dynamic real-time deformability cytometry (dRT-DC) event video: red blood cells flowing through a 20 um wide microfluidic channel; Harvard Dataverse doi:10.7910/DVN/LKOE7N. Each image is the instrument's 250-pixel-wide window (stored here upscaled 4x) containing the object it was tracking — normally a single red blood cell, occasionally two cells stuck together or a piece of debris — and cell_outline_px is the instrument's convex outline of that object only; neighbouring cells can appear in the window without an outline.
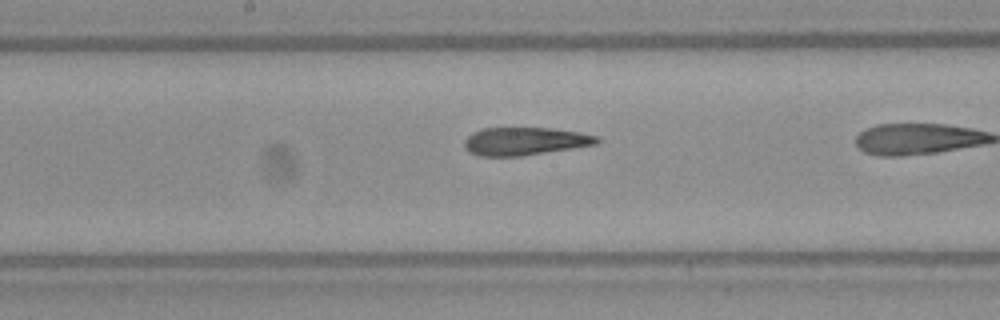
{"species": "Egyptian fruit bat (a non-hibernating species)", "species_latin": "Rousettus aegyptiacus", "temperature_condition": "warm", "stored_images_in_passage": 32, "camera_frame_rate_fps": 3000, "um_per_image_px": 0.085, "frame": {"image": 1, "passage_image": 19, "time_ms": 6.0, "image_size_px": [1000, 320], "cell_outline_px": [[600, 140], [596, 144], [572, 148], [520, 156], [480, 156], [468, 152], [464, 148], [464, 140], [472, 132], [484, 128], [552, 128], [580, 132], [600, 136]], "centroid_in_image_um": [44.6, 12.0], "position_along_channel_um": 203.6, "area_um2": 21.62}}
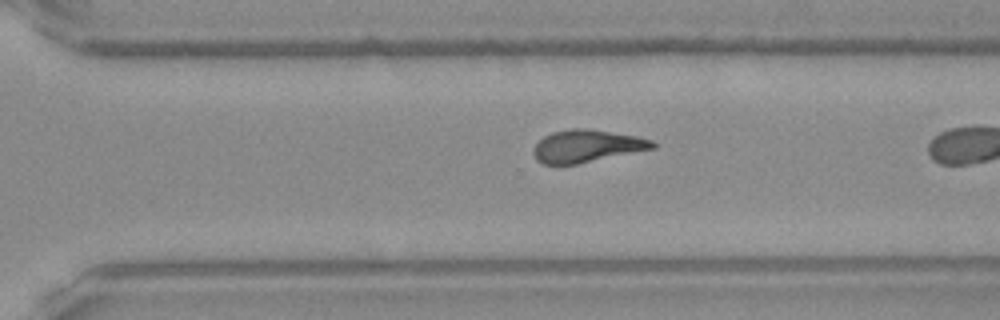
{"frame": {"image": 2, "passage_image": 28, "time_ms": 9.0, "image_size_px": [1000, 320], "cell_outline_px": [[656, 148], [576, 164], [544, 164], [536, 160], [532, 152], [532, 148], [544, 136], [552, 132], [572, 128], [588, 128], [636, 136], [652, 140], [656, 144]], "centroid_in_image_um": [49.86, 12.41], "position_along_channel_um": 320.7, "area_um2": 22.48}}